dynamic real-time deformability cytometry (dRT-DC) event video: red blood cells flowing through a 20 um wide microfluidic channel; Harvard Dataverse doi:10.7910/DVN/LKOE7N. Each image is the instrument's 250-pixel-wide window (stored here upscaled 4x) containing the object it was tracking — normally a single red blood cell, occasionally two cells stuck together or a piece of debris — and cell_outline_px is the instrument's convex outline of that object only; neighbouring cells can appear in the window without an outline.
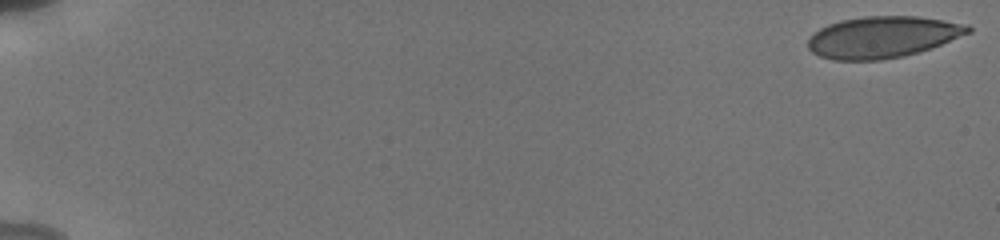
{"species": "human", "species_latin": "Homo sapiens", "temperature_condition": "cold", "stored_images_in_passage": 35, "camera_frame_rate_fps": 3000, "um_per_image_px": 0.085, "donor": {"sex": "male"}, "frame": {"image": 1, "passage_image": 1, "time_ms": 0.0, "image_size_px": [1000, 240], "cell_outline_px": [[972, 32], [932, 48], [904, 56], [880, 60], [832, 60], [820, 56], [812, 52], [808, 48], [808, 40], [820, 28], [828, 24], [840, 20], [864, 16], [916, 16], [968, 24], [972, 28]], "centroid_in_image_um": [75.04, 3.15], "position_along_channel_um": 10.0, "area_um2": 38.78}}
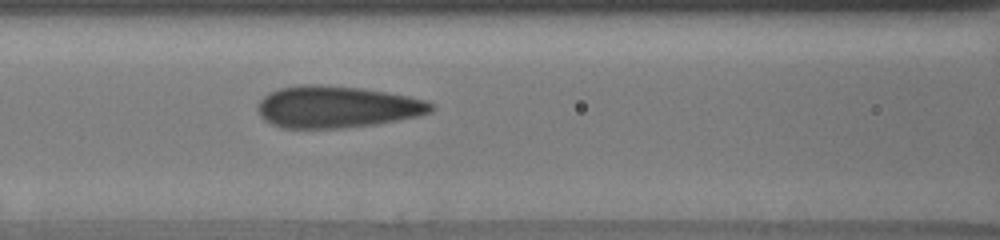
{"frame": {"image": 2, "passage_image": 30, "time_ms": 8.333, "image_size_px": [1000, 240], "cell_outline_px": [[436, 108], [432, 112], [416, 116], [376, 124], [344, 128], [280, 128], [264, 120], [260, 116], [256, 108], [260, 100], [268, 92], [280, 88], [304, 84], [320, 84], [360, 88], [408, 96], [424, 100], [436, 104]], "centroid_in_image_um": [28.61, 9.09], "position_along_channel_um": 138.0, "area_um2": 42.43}}
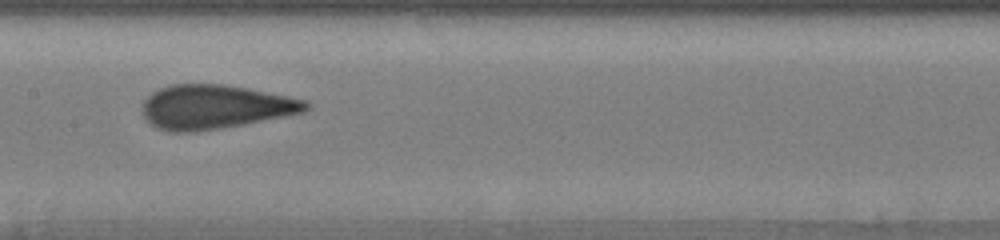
{"frame": {"image": 3, "passage_image": 34, "time_ms": 9.667, "image_size_px": [1000, 240], "cell_outline_px": [[312, 104], [304, 112], [244, 124], [196, 132], [168, 132], [156, 128], [144, 116], [144, 100], [152, 92], [160, 88], [172, 84], [224, 84], [248, 88], [308, 100]], "centroid_in_image_um": [18.3, 9.08], "position_along_channel_um": 189.1, "area_um2": 41.96}}